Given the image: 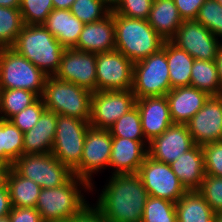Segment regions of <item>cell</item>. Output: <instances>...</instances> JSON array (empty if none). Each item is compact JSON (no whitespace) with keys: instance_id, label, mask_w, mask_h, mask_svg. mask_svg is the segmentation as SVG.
<instances>
[{"instance_id":"obj_41","label":"cell","mask_w":222,"mask_h":222,"mask_svg":"<svg viewBox=\"0 0 222 222\" xmlns=\"http://www.w3.org/2000/svg\"><path fill=\"white\" fill-rule=\"evenodd\" d=\"M152 4L153 0H121L113 12L128 18L147 20Z\"/></svg>"},{"instance_id":"obj_4","label":"cell","mask_w":222,"mask_h":222,"mask_svg":"<svg viewBox=\"0 0 222 222\" xmlns=\"http://www.w3.org/2000/svg\"><path fill=\"white\" fill-rule=\"evenodd\" d=\"M115 48L133 63L157 53L164 40L147 20L124 17L113 12Z\"/></svg>"},{"instance_id":"obj_13","label":"cell","mask_w":222,"mask_h":222,"mask_svg":"<svg viewBox=\"0 0 222 222\" xmlns=\"http://www.w3.org/2000/svg\"><path fill=\"white\" fill-rule=\"evenodd\" d=\"M133 62L114 50L96 54V91L132 90Z\"/></svg>"},{"instance_id":"obj_24","label":"cell","mask_w":222,"mask_h":222,"mask_svg":"<svg viewBox=\"0 0 222 222\" xmlns=\"http://www.w3.org/2000/svg\"><path fill=\"white\" fill-rule=\"evenodd\" d=\"M42 25L64 48H74L85 24L68 9H53Z\"/></svg>"},{"instance_id":"obj_16","label":"cell","mask_w":222,"mask_h":222,"mask_svg":"<svg viewBox=\"0 0 222 222\" xmlns=\"http://www.w3.org/2000/svg\"><path fill=\"white\" fill-rule=\"evenodd\" d=\"M186 126L197 145L222 141V95L210 96Z\"/></svg>"},{"instance_id":"obj_46","label":"cell","mask_w":222,"mask_h":222,"mask_svg":"<svg viewBox=\"0 0 222 222\" xmlns=\"http://www.w3.org/2000/svg\"><path fill=\"white\" fill-rule=\"evenodd\" d=\"M10 169L11 166L0 163V189H3L7 185V177Z\"/></svg>"},{"instance_id":"obj_34","label":"cell","mask_w":222,"mask_h":222,"mask_svg":"<svg viewBox=\"0 0 222 222\" xmlns=\"http://www.w3.org/2000/svg\"><path fill=\"white\" fill-rule=\"evenodd\" d=\"M141 222H177L175 203L148 196Z\"/></svg>"},{"instance_id":"obj_7","label":"cell","mask_w":222,"mask_h":222,"mask_svg":"<svg viewBox=\"0 0 222 222\" xmlns=\"http://www.w3.org/2000/svg\"><path fill=\"white\" fill-rule=\"evenodd\" d=\"M171 90L166 41L154 54L133 64L132 92L136 99L164 96Z\"/></svg>"},{"instance_id":"obj_48","label":"cell","mask_w":222,"mask_h":222,"mask_svg":"<svg viewBox=\"0 0 222 222\" xmlns=\"http://www.w3.org/2000/svg\"><path fill=\"white\" fill-rule=\"evenodd\" d=\"M215 61L217 64V71H218L220 84L222 86V44L219 46Z\"/></svg>"},{"instance_id":"obj_12","label":"cell","mask_w":222,"mask_h":222,"mask_svg":"<svg viewBox=\"0 0 222 222\" xmlns=\"http://www.w3.org/2000/svg\"><path fill=\"white\" fill-rule=\"evenodd\" d=\"M137 174L149 196L176 203L187 192L169 164L157 161L149 155L145 158Z\"/></svg>"},{"instance_id":"obj_29","label":"cell","mask_w":222,"mask_h":222,"mask_svg":"<svg viewBox=\"0 0 222 222\" xmlns=\"http://www.w3.org/2000/svg\"><path fill=\"white\" fill-rule=\"evenodd\" d=\"M24 133L10 120L0 118V163L13 166L23 155Z\"/></svg>"},{"instance_id":"obj_32","label":"cell","mask_w":222,"mask_h":222,"mask_svg":"<svg viewBox=\"0 0 222 222\" xmlns=\"http://www.w3.org/2000/svg\"><path fill=\"white\" fill-rule=\"evenodd\" d=\"M23 26L19 8L0 6V48L12 47Z\"/></svg>"},{"instance_id":"obj_38","label":"cell","mask_w":222,"mask_h":222,"mask_svg":"<svg viewBox=\"0 0 222 222\" xmlns=\"http://www.w3.org/2000/svg\"><path fill=\"white\" fill-rule=\"evenodd\" d=\"M197 191L215 213L222 212V177L205 175L201 187Z\"/></svg>"},{"instance_id":"obj_3","label":"cell","mask_w":222,"mask_h":222,"mask_svg":"<svg viewBox=\"0 0 222 222\" xmlns=\"http://www.w3.org/2000/svg\"><path fill=\"white\" fill-rule=\"evenodd\" d=\"M78 186L91 190L89 183L75 175L57 188L41 189L35 208L44 222H66L88 205Z\"/></svg>"},{"instance_id":"obj_31","label":"cell","mask_w":222,"mask_h":222,"mask_svg":"<svg viewBox=\"0 0 222 222\" xmlns=\"http://www.w3.org/2000/svg\"><path fill=\"white\" fill-rule=\"evenodd\" d=\"M38 98L35 93L25 89L0 90V118L9 120Z\"/></svg>"},{"instance_id":"obj_17","label":"cell","mask_w":222,"mask_h":222,"mask_svg":"<svg viewBox=\"0 0 222 222\" xmlns=\"http://www.w3.org/2000/svg\"><path fill=\"white\" fill-rule=\"evenodd\" d=\"M195 145L186 124H173L148 145V155L170 164Z\"/></svg>"},{"instance_id":"obj_26","label":"cell","mask_w":222,"mask_h":222,"mask_svg":"<svg viewBox=\"0 0 222 222\" xmlns=\"http://www.w3.org/2000/svg\"><path fill=\"white\" fill-rule=\"evenodd\" d=\"M177 222H214L215 212L197 191H187L175 203Z\"/></svg>"},{"instance_id":"obj_14","label":"cell","mask_w":222,"mask_h":222,"mask_svg":"<svg viewBox=\"0 0 222 222\" xmlns=\"http://www.w3.org/2000/svg\"><path fill=\"white\" fill-rule=\"evenodd\" d=\"M219 38L196 20H183L175 36L170 40L197 60L215 61Z\"/></svg>"},{"instance_id":"obj_51","label":"cell","mask_w":222,"mask_h":222,"mask_svg":"<svg viewBox=\"0 0 222 222\" xmlns=\"http://www.w3.org/2000/svg\"><path fill=\"white\" fill-rule=\"evenodd\" d=\"M214 222H222V212H216Z\"/></svg>"},{"instance_id":"obj_49","label":"cell","mask_w":222,"mask_h":222,"mask_svg":"<svg viewBox=\"0 0 222 222\" xmlns=\"http://www.w3.org/2000/svg\"><path fill=\"white\" fill-rule=\"evenodd\" d=\"M21 0H0L1 7L19 8Z\"/></svg>"},{"instance_id":"obj_25","label":"cell","mask_w":222,"mask_h":222,"mask_svg":"<svg viewBox=\"0 0 222 222\" xmlns=\"http://www.w3.org/2000/svg\"><path fill=\"white\" fill-rule=\"evenodd\" d=\"M147 21L164 41H170L177 33L183 19L174 0H153Z\"/></svg>"},{"instance_id":"obj_35","label":"cell","mask_w":222,"mask_h":222,"mask_svg":"<svg viewBox=\"0 0 222 222\" xmlns=\"http://www.w3.org/2000/svg\"><path fill=\"white\" fill-rule=\"evenodd\" d=\"M70 11L84 24L100 21L111 13L101 0H75Z\"/></svg>"},{"instance_id":"obj_19","label":"cell","mask_w":222,"mask_h":222,"mask_svg":"<svg viewBox=\"0 0 222 222\" xmlns=\"http://www.w3.org/2000/svg\"><path fill=\"white\" fill-rule=\"evenodd\" d=\"M148 141L112 137L109 167H114L112 174L137 173L148 155ZM146 148V149H145Z\"/></svg>"},{"instance_id":"obj_2","label":"cell","mask_w":222,"mask_h":222,"mask_svg":"<svg viewBox=\"0 0 222 222\" xmlns=\"http://www.w3.org/2000/svg\"><path fill=\"white\" fill-rule=\"evenodd\" d=\"M11 48L32 62L47 76H55L65 50L42 24H24Z\"/></svg>"},{"instance_id":"obj_53","label":"cell","mask_w":222,"mask_h":222,"mask_svg":"<svg viewBox=\"0 0 222 222\" xmlns=\"http://www.w3.org/2000/svg\"><path fill=\"white\" fill-rule=\"evenodd\" d=\"M219 4L222 5V0H216Z\"/></svg>"},{"instance_id":"obj_33","label":"cell","mask_w":222,"mask_h":222,"mask_svg":"<svg viewBox=\"0 0 222 222\" xmlns=\"http://www.w3.org/2000/svg\"><path fill=\"white\" fill-rule=\"evenodd\" d=\"M108 130L112 137L146 141L142 131L141 118L137 106L122 115Z\"/></svg>"},{"instance_id":"obj_6","label":"cell","mask_w":222,"mask_h":222,"mask_svg":"<svg viewBox=\"0 0 222 222\" xmlns=\"http://www.w3.org/2000/svg\"><path fill=\"white\" fill-rule=\"evenodd\" d=\"M47 77L11 47L0 48V90L25 89L41 97Z\"/></svg>"},{"instance_id":"obj_21","label":"cell","mask_w":222,"mask_h":222,"mask_svg":"<svg viewBox=\"0 0 222 222\" xmlns=\"http://www.w3.org/2000/svg\"><path fill=\"white\" fill-rule=\"evenodd\" d=\"M165 96L174 124H186L210 97L206 92L193 86L171 89Z\"/></svg>"},{"instance_id":"obj_37","label":"cell","mask_w":222,"mask_h":222,"mask_svg":"<svg viewBox=\"0 0 222 222\" xmlns=\"http://www.w3.org/2000/svg\"><path fill=\"white\" fill-rule=\"evenodd\" d=\"M195 20L211 31L216 38H222V5L216 0H206Z\"/></svg>"},{"instance_id":"obj_20","label":"cell","mask_w":222,"mask_h":222,"mask_svg":"<svg viewBox=\"0 0 222 222\" xmlns=\"http://www.w3.org/2000/svg\"><path fill=\"white\" fill-rule=\"evenodd\" d=\"M74 49L96 54L116 50L113 11L100 21L85 24Z\"/></svg>"},{"instance_id":"obj_52","label":"cell","mask_w":222,"mask_h":222,"mask_svg":"<svg viewBox=\"0 0 222 222\" xmlns=\"http://www.w3.org/2000/svg\"><path fill=\"white\" fill-rule=\"evenodd\" d=\"M0 222H11L9 216L0 217Z\"/></svg>"},{"instance_id":"obj_23","label":"cell","mask_w":222,"mask_h":222,"mask_svg":"<svg viewBox=\"0 0 222 222\" xmlns=\"http://www.w3.org/2000/svg\"><path fill=\"white\" fill-rule=\"evenodd\" d=\"M57 114L45 110L35 126L23 137V155L51 153L56 134Z\"/></svg>"},{"instance_id":"obj_39","label":"cell","mask_w":222,"mask_h":222,"mask_svg":"<svg viewBox=\"0 0 222 222\" xmlns=\"http://www.w3.org/2000/svg\"><path fill=\"white\" fill-rule=\"evenodd\" d=\"M45 110L46 107L43 100L39 97L33 104L12 116L9 120L23 133H25L35 126Z\"/></svg>"},{"instance_id":"obj_47","label":"cell","mask_w":222,"mask_h":222,"mask_svg":"<svg viewBox=\"0 0 222 222\" xmlns=\"http://www.w3.org/2000/svg\"><path fill=\"white\" fill-rule=\"evenodd\" d=\"M75 0H52L54 9L70 10Z\"/></svg>"},{"instance_id":"obj_15","label":"cell","mask_w":222,"mask_h":222,"mask_svg":"<svg viewBox=\"0 0 222 222\" xmlns=\"http://www.w3.org/2000/svg\"><path fill=\"white\" fill-rule=\"evenodd\" d=\"M55 77L96 92V53L65 48Z\"/></svg>"},{"instance_id":"obj_10","label":"cell","mask_w":222,"mask_h":222,"mask_svg":"<svg viewBox=\"0 0 222 222\" xmlns=\"http://www.w3.org/2000/svg\"><path fill=\"white\" fill-rule=\"evenodd\" d=\"M132 90H107L92 93L90 126L109 129L122 115L136 106Z\"/></svg>"},{"instance_id":"obj_30","label":"cell","mask_w":222,"mask_h":222,"mask_svg":"<svg viewBox=\"0 0 222 222\" xmlns=\"http://www.w3.org/2000/svg\"><path fill=\"white\" fill-rule=\"evenodd\" d=\"M190 86L206 92L209 96L222 95L216 61L195 59L191 68Z\"/></svg>"},{"instance_id":"obj_28","label":"cell","mask_w":222,"mask_h":222,"mask_svg":"<svg viewBox=\"0 0 222 222\" xmlns=\"http://www.w3.org/2000/svg\"><path fill=\"white\" fill-rule=\"evenodd\" d=\"M166 59L171 89L190 86L191 68L195 59L171 41H166Z\"/></svg>"},{"instance_id":"obj_18","label":"cell","mask_w":222,"mask_h":222,"mask_svg":"<svg viewBox=\"0 0 222 222\" xmlns=\"http://www.w3.org/2000/svg\"><path fill=\"white\" fill-rule=\"evenodd\" d=\"M145 139L151 142L173 125L166 96L144 97L136 100Z\"/></svg>"},{"instance_id":"obj_36","label":"cell","mask_w":222,"mask_h":222,"mask_svg":"<svg viewBox=\"0 0 222 222\" xmlns=\"http://www.w3.org/2000/svg\"><path fill=\"white\" fill-rule=\"evenodd\" d=\"M54 9L52 0H21L19 10L24 24H43Z\"/></svg>"},{"instance_id":"obj_43","label":"cell","mask_w":222,"mask_h":222,"mask_svg":"<svg viewBox=\"0 0 222 222\" xmlns=\"http://www.w3.org/2000/svg\"><path fill=\"white\" fill-rule=\"evenodd\" d=\"M206 0H174L183 20H195L199 9Z\"/></svg>"},{"instance_id":"obj_5","label":"cell","mask_w":222,"mask_h":222,"mask_svg":"<svg viewBox=\"0 0 222 222\" xmlns=\"http://www.w3.org/2000/svg\"><path fill=\"white\" fill-rule=\"evenodd\" d=\"M41 98L48 111L90 121L92 92L72 82L48 76Z\"/></svg>"},{"instance_id":"obj_40","label":"cell","mask_w":222,"mask_h":222,"mask_svg":"<svg viewBox=\"0 0 222 222\" xmlns=\"http://www.w3.org/2000/svg\"><path fill=\"white\" fill-rule=\"evenodd\" d=\"M205 162V175L222 177V141L202 146Z\"/></svg>"},{"instance_id":"obj_11","label":"cell","mask_w":222,"mask_h":222,"mask_svg":"<svg viewBox=\"0 0 222 222\" xmlns=\"http://www.w3.org/2000/svg\"><path fill=\"white\" fill-rule=\"evenodd\" d=\"M112 136L108 129L90 126L86 132L80 164L72 171L73 175L85 180L93 191L92 174L109 166Z\"/></svg>"},{"instance_id":"obj_42","label":"cell","mask_w":222,"mask_h":222,"mask_svg":"<svg viewBox=\"0 0 222 222\" xmlns=\"http://www.w3.org/2000/svg\"><path fill=\"white\" fill-rule=\"evenodd\" d=\"M8 216L11 222H44L35 207H12Z\"/></svg>"},{"instance_id":"obj_45","label":"cell","mask_w":222,"mask_h":222,"mask_svg":"<svg viewBox=\"0 0 222 222\" xmlns=\"http://www.w3.org/2000/svg\"><path fill=\"white\" fill-rule=\"evenodd\" d=\"M11 209V199L6 185L3 189H0V217L8 216Z\"/></svg>"},{"instance_id":"obj_1","label":"cell","mask_w":222,"mask_h":222,"mask_svg":"<svg viewBox=\"0 0 222 222\" xmlns=\"http://www.w3.org/2000/svg\"><path fill=\"white\" fill-rule=\"evenodd\" d=\"M148 196L137 173L112 174L95 207L108 222H141Z\"/></svg>"},{"instance_id":"obj_27","label":"cell","mask_w":222,"mask_h":222,"mask_svg":"<svg viewBox=\"0 0 222 222\" xmlns=\"http://www.w3.org/2000/svg\"><path fill=\"white\" fill-rule=\"evenodd\" d=\"M7 188L12 207L20 208L35 207L42 189L34 181L21 176L13 167L8 173Z\"/></svg>"},{"instance_id":"obj_50","label":"cell","mask_w":222,"mask_h":222,"mask_svg":"<svg viewBox=\"0 0 222 222\" xmlns=\"http://www.w3.org/2000/svg\"><path fill=\"white\" fill-rule=\"evenodd\" d=\"M103 4L112 12L120 4L121 0H101Z\"/></svg>"},{"instance_id":"obj_9","label":"cell","mask_w":222,"mask_h":222,"mask_svg":"<svg viewBox=\"0 0 222 222\" xmlns=\"http://www.w3.org/2000/svg\"><path fill=\"white\" fill-rule=\"evenodd\" d=\"M12 167L41 188H57L73 176V172L52 153L22 155Z\"/></svg>"},{"instance_id":"obj_44","label":"cell","mask_w":222,"mask_h":222,"mask_svg":"<svg viewBox=\"0 0 222 222\" xmlns=\"http://www.w3.org/2000/svg\"><path fill=\"white\" fill-rule=\"evenodd\" d=\"M66 222H108L104 215L96 208L88 204L79 214L72 216Z\"/></svg>"},{"instance_id":"obj_22","label":"cell","mask_w":222,"mask_h":222,"mask_svg":"<svg viewBox=\"0 0 222 222\" xmlns=\"http://www.w3.org/2000/svg\"><path fill=\"white\" fill-rule=\"evenodd\" d=\"M169 165L187 191L198 190L201 187L205 177L202 146L195 144Z\"/></svg>"},{"instance_id":"obj_8","label":"cell","mask_w":222,"mask_h":222,"mask_svg":"<svg viewBox=\"0 0 222 222\" xmlns=\"http://www.w3.org/2000/svg\"><path fill=\"white\" fill-rule=\"evenodd\" d=\"M90 123L75 117L57 114V125L51 153L71 171L81 161L86 132Z\"/></svg>"}]
</instances>
